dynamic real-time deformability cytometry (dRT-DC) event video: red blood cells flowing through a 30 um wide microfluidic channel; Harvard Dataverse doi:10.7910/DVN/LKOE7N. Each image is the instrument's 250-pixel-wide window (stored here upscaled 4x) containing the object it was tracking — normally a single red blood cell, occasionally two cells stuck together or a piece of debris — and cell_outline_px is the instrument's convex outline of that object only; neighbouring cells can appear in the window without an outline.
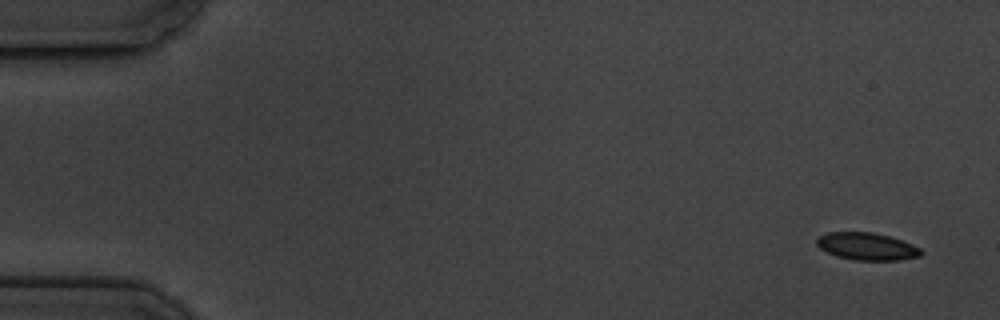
{"species": "common noctule bat (a hibernating species)", "species_latin": "Nyctalus noctula", "temperature_condition": "cold", "stored_images_in_passage": 5, "camera_frame_rate_fps": 3000, "um_per_image_px": 0.085, "animal": {"sex": "male", "body_mass_g": 19.5, "forearm_length_mm": 54.6}, "frame": {"image": 1, "passage_image": 1, "time_ms": 0.0, "image_size_px": [1000, 320], "cell_outline_px": [[924, 252], [920, 256], [900, 260], [852, 260], [836, 256], [820, 248], [816, 244], [816, 240], [820, 236], [828, 232], [872, 232], [888, 236], [912, 244], [920, 248]], "centroid_in_image_um": [73.69, 20.95], "position_along_channel_um": 11.3, "area_um2": 16.59}}